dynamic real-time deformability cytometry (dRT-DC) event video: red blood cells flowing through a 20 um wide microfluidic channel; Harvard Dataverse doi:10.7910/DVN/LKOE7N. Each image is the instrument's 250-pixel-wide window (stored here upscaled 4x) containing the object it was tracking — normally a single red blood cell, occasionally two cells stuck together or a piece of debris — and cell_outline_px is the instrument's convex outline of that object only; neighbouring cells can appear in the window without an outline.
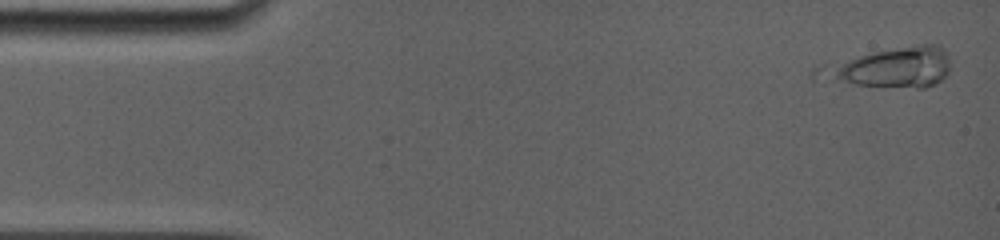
{"species": "common noctule bat (a hibernating species)", "species_latin": "Nyctalus noctula", "temperature_condition": "room temperature", "stored_images_in_passage": 2, "camera_frame_rate_fps": 5000, "um_per_image_px": 0.085, "animal": {"sex": "female", "body_mass_g": 19.0, "forearm_length_mm": 56.7}, "frame": {"image": 1, "passage_image": 2, "time_ms": 0.2, "image_size_px": [1000, 240], "cell_outline_px": [[948, 72], [936, 84], [924, 88], [916, 88], [856, 84], [812, 80], [808, 76], [812, 68], [820, 64], [872, 52], [920, 44], [940, 44], [948, 52]], "centroid_in_image_um": [75.54, 5.75], "position_along_channel_um": 9.5, "area_um2": 31.44}}